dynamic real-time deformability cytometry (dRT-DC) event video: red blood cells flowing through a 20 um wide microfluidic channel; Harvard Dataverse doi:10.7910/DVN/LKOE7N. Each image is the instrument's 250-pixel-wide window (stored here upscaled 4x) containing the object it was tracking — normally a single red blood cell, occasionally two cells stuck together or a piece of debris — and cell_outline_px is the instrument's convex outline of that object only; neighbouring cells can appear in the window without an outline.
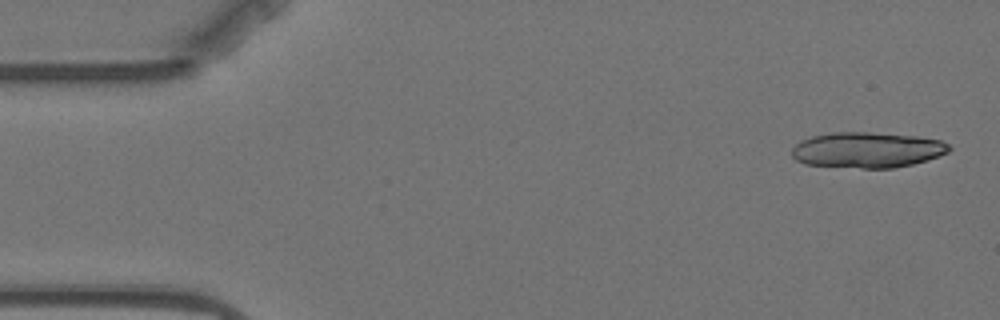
{"species": "Egyptian fruit bat (a non-hibernating species)", "species_latin": "Rousettus aegyptiacus", "temperature_condition": "warm", "stored_images_in_passage": 4, "camera_frame_rate_fps": 3000, "um_per_image_px": 0.085, "animal": {"sex": "female"}, "frame": {"image": 1, "passage_image": 1, "time_ms": 0.0, "image_size_px": [1000, 320], "cell_outline_px": [[952, 148], [948, 152], [940, 156], [928, 160], [912, 164], [892, 168], [860, 168], [804, 164], [796, 160], [792, 156], [792, 148], [800, 140], [812, 136], [832, 132], [868, 132], [916, 136], [940, 140], [948, 144]], "centroid_in_image_um": [73.71, 12.74], "position_along_channel_um": 11.3, "area_um2": 32.77}}